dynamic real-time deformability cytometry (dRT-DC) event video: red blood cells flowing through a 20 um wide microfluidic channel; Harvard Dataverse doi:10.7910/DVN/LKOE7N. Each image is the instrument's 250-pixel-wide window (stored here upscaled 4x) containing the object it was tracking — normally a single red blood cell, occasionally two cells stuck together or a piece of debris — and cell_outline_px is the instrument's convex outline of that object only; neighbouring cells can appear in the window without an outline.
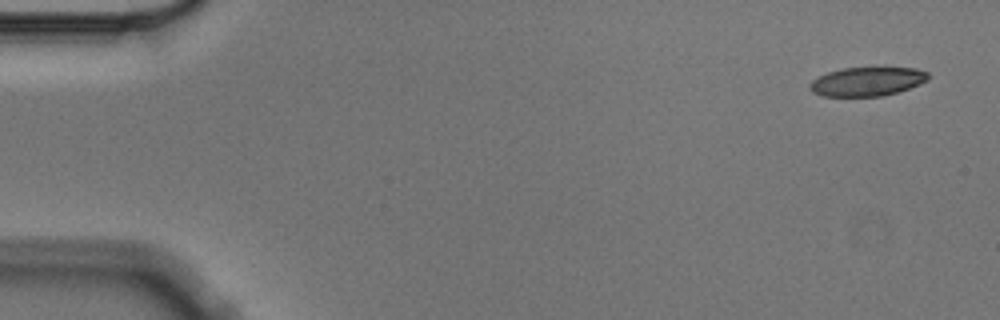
{"species": "Egyptian fruit bat (a non-hibernating species)", "species_latin": "Rousettus aegyptiacus", "temperature_condition": "cold", "stored_images_in_passage": 5, "camera_frame_rate_fps": 3000, "um_per_image_px": 0.085, "animal": {"sex": "male"}, "frame": {"image": 1, "passage_image": 1, "time_ms": 0.0, "image_size_px": [1000, 320], "cell_outline_px": [[928, 80], [920, 84], [896, 92], [880, 96], [824, 96], [812, 92], [808, 88], [808, 84], [812, 80], [828, 72], [844, 68], [916, 68], [928, 72]], "centroid_in_image_um": [73.68, 6.93], "position_along_channel_um": 11.3, "area_um2": 19.77}}
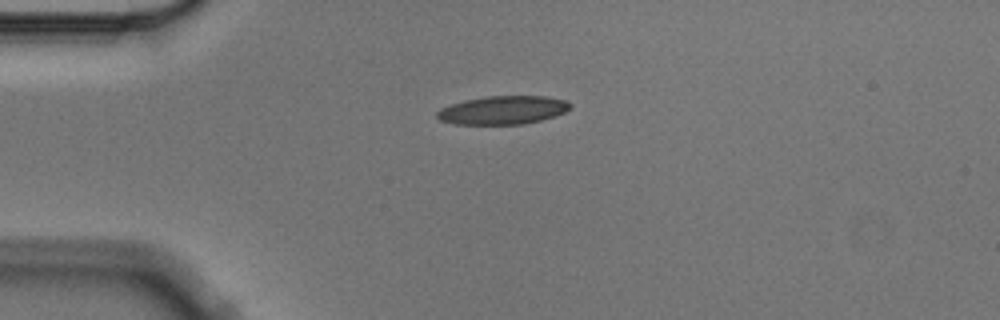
{"frame": {"image": 2, "passage_image": 4, "time_ms": 1.0, "image_size_px": [1000, 320], "cell_outline_px": [[572, 104], [564, 112], [540, 120], [524, 124], [456, 124], [440, 120], [436, 116], [436, 112], [440, 108], [464, 100], [488, 96], [544, 96], [564, 100]], "centroid_in_image_um": [42.7, 9.36], "position_along_channel_um": 42.3, "area_um2": 21.79}}